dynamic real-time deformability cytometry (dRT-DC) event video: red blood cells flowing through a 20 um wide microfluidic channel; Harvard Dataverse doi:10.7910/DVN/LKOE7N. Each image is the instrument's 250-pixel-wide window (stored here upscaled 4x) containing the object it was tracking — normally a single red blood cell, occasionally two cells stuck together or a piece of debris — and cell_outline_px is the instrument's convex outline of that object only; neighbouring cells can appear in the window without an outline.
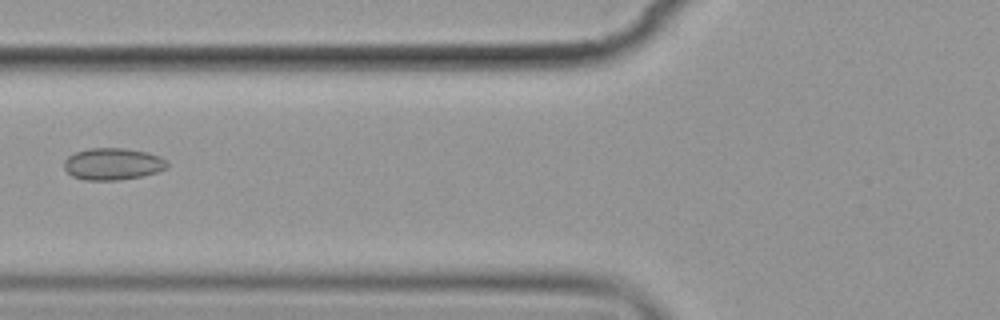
{"species": "common noctule bat (a hibernating species)", "species_latin": "Nyctalus noctula", "temperature_condition": "cold", "stored_images_in_passage": 6, "camera_frame_rate_fps": 3000, "um_per_image_px": 0.085, "animal": {"sex": "female", "body_mass_g": 19.9}, "frame": {"image": 1, "passage_image": 6, "time_ms": 5.667, "image_size_px": [1000, 320], "cell_outline_px": [[168, 168], [156, 172], [140, 176], [120, 180], [84, 180], [72, 176], [64, 168], [64, 160], [68, 156], [76, 152], [88, 148], [124, 148], [148, 152], [160, 156], [168, 164]], "centroid_in_image_um": [9.57, 13.93], "position_along_channel_um": 116.2, "area_um2": 19.19}}